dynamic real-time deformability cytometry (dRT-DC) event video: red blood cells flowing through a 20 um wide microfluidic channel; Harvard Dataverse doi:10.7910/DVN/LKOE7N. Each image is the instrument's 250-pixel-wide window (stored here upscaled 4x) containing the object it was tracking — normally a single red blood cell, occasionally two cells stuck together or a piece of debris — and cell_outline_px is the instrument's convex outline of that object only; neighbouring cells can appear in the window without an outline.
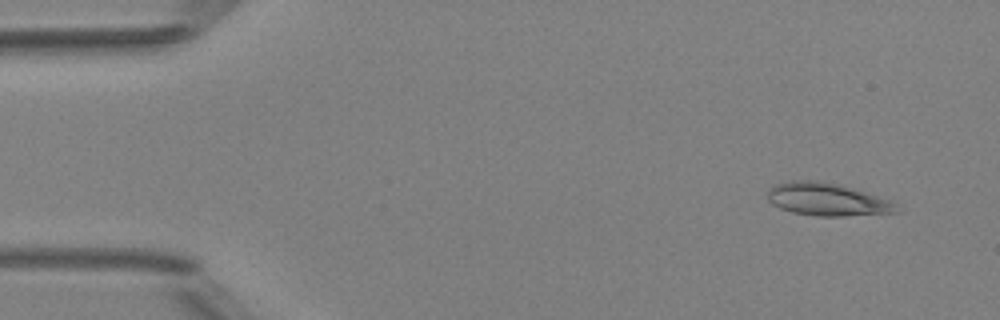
{"species": "Egyptian fruit bat (a non-hibernating species)", "species_latin": "Rousettus aegyptiacus", "temperature_condition": "room temperature", "stored_images_in_passage": 5, "camera_frame_rate_fps": 3000, "um_per_image_px": 0.085, "animal": {"sex": "female"}, "frame": {"image": 1, "passage_image": 2, "time_ms": 1.0, "image_size_px": [1000, 320], "cell_outline_px": [[900, 212], [844, 216], [816, 216], [792, 212], [780, 208], [772, 204], [768, 200], [768, 192], [776, 184], [792, 180], [820, 180], [840, 184], [888, 200], [896, 204]], "centroid_in_image_um": [70.29, 16.95], "position_along_channel_um": 14.7, "area_um2": 24.45}}